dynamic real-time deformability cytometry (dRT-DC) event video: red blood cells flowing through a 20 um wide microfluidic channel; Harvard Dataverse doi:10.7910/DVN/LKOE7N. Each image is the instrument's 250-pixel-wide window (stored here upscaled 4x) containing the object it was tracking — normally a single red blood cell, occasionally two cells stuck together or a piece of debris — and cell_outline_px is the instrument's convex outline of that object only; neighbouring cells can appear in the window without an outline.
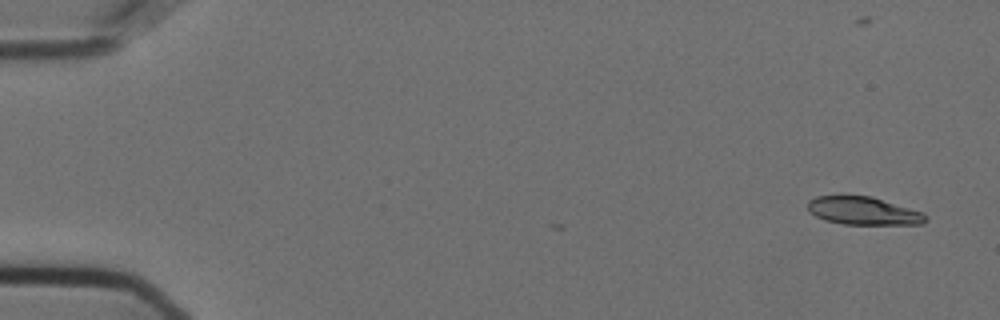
{"species": "Egyptian fruit bat (a non-hibernating species)", "species_latin": "Rousettus aegyptiacus", "temperature_condition": "cold", "stored_images_in_passage": 47, "camera_frame_rate_fps": 3000, "um_per_image_px": 0.085, "animal": {"sex": "female"}, "frame": {"image": 1, "passage_image": 1, "time_ms": 0.0, "image_size_px": [1000, 320], "cell_outline_px": [[928, 220], [920, 224], [844, 224], [824, 220], [808, 212], [808, 200], [816, 196], [872, 196], [924, 212], [928, 216]], "centroid_in_image_um": [73.4, 17.92], "position_along_channel_um": 11.6, "area_um2": 19.31}}
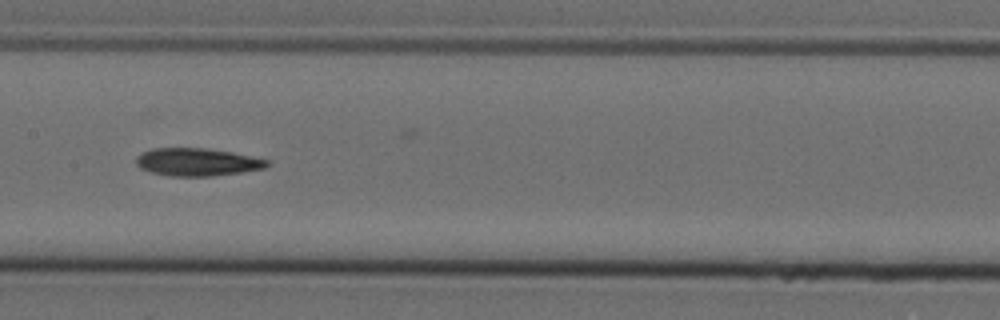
{"frame": {"image": 2, "passage_image": 27, "time_ms": 8.667, "image_size_px": [1000, 320], "cell_outline_px": [[272, 164], [264, 168], [240, 172], [212, 176], [168, 176], [152, 172], [140, 168], [136, 164], [136, 156], [140, 152], [152, 148], [208, 148], [232, 152], [268, 160]], "centroid_in_image_um": [16.73, 13.76], "position_along_channel_um": 190.7, "area_um2": 21.27}}
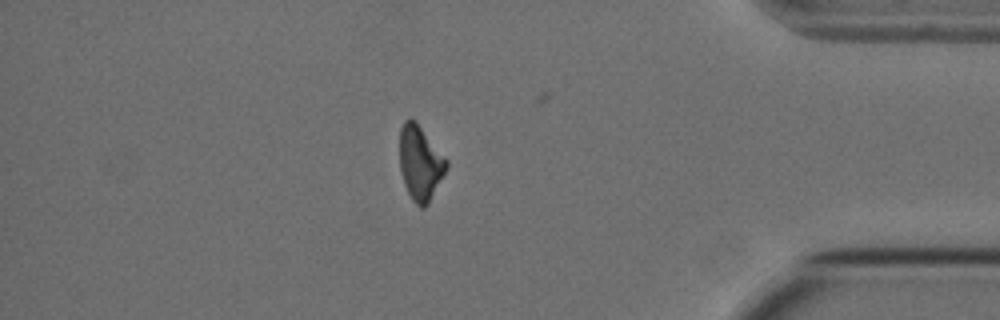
{"frame": {"image": 3, "passage_image": 47, "time_ms": 15.333, "image_size_px": [1000, 320], "cell_outline_px": [[448, 168], [428, 204], [424, 208], [420, 208], [412, 200], [404, 184], [400, 168], [400, 128], [404, 120], [416, 120], [448, 160]], "centroid_in_image_um": [35.73, 13.85], "position_along_channel_um": 399.5, "area_um2": 20.46}, "authors_computed_cell_mechanics": {"area_um2": 21.1548, "velocity_mm_per_s": 3.6202, "shape_relaxation_time_tau1_ms": 7.0347, "shape_relaxation_time_tau2_ms": null, "deformation_change_tau1": 0.1819, "deformation_change_tau2": null}}